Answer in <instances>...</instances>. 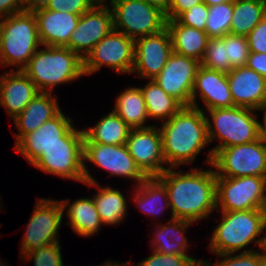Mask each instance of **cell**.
<instances>
[{
    "label": "cell",
    "mask_w": 266,
    "mask_h": 266,
    "mask_svg": "<svg viewBox=\"0 0 266 266\" xmlns=\"http://www.w3.org/2000/svg\"><path fill=\"white\" fill-rule=\"evenodd\" d=\"M210 168L183 171L167 168L157 178L164 184L170 204V219L193 223L208 219L216 210V173Z\"/></svg>",
    "instance_id": "1"
},
{
    "label": "cell",
    "mask_w": 266,
    "mask_h": 266,
    "mask_svg": "<svg viewBox=\"0 0 266 266\" xmlns=\"http://www.w3.org/2000/svg\"><path fill=\"white\" fill-rule=\"evenodd\" d=\"M159 130L167 168L191 166L210 144L205 112L193 106H183Z\"/></svg>",
    "instance_id": "2"
},
{
    "label": "cell",
    "mask_w": 266,
    "mask_h": 266,
    "mask_svg": "<svg viewBox=\"0 0 266 266\" xmlns=\"http://www.w3.org/2000/svg\"><path fill=\"white\" fill-rule=\"evenodd\" d=\"M219 213L221 219L209 239L210 253L219 255L262 249L266 237V209ZM249 244L258 249L250 248Z\"/></svg>",
    "instance_id": "3"
},
{
    "label": "cell",
    "mask_w": 266,
    "mask_h": 266,
    "mask_svg": "<svg viewBox=\"0 0 266 266\" xmlns=\"http://www.w3.org/2000/svg\"><path fill=\"white\" fill-rule=\"evenodd\" d=\"M257 113V110L239 106L205 111L209 143H218L207 151L204 163L211 165L219 149L259 140L262 136Z\"/></svg>",
    "instance_id": "4"
},
{
    "label": "cell",
    "mask_w": 266,
    "mask_h": 266,
    "mask_svg": "<svg viewBox=\"0 0 266 266\" xmlns=\"http://www.w3.org/2000/svg\"><path fill=\"white\" fill-rule=\"evenodd\" d=\"M22 71L40 92L54 93L55 87L85 76L83 59L66 47L41 46Z\"/></svg>",
    "instance_id": "5"
},
{
    "label": "cell",
    "mask_w": 266,
    "mask_h": 266,
    "mask_svg": "<svg viewBox=\"0 0 266 266\" xmlns=\"http://www.w3.org/2000/svg\"><path fill=\"white\" fill-rule=\"evenodd\" d=\"M41 48L33 12L11 14L0 19V66L22 70Z\"/></svg>",
    "instance_id": "6"
},
{
    "label": "cell",
    "mask_w": 266,
    "mask_h": 266,
    "mask_svg": "<svg viewBox=\"0 0 266 266\" xmlns=\"http://www.w3.org/2000/svg\"><path fill=\"white\" fill-rule=\"evenodd\" d=\"M84 132L73 127L61 142L53 145L31 164L46 174L84 184Z\"/></svg>",
    "instance_id": "7"
},
{
    "label": "cell",
    "mask_w": 266,
    "mask_h": 266,
    "mask_svg": "<svg viewBox=\"0 0 266 266\" xmlns=\"http://www.w3.org/2000/svg\"><path fill=\"white\" fill-rule=\"evenodd\" d=\"M113 16L114 30L129 38L154 35L166 28L165 12L143 0H106Z\"/></svg>",
    "instance_id": "8"
},
{
    "label": "cell",
    "mask_w": 266,
    "mask_h": 266,
    "mask_svg": "<svg viewBox=\"0 0 266 266\" xmlns=\"http://www.w3.org/2000/svg\"><path fill=\"white\" fill-rule=\"evenodd\" d=\"M84 183H97V179L91 175L86 166L92 163L108 172V177H121L135 182L133 186H138L147 176L136 165L135 160L129 154L126 144L124 145H104L95 142H84Z\"/></svg>",
    "instance_id": "9"
},
{
    "label": "cell",
    "mask_w": 266,
    "mask_h": 266,
    "mask_svg": "<svg viewBox=\"0 0 266 266\" xmlns=\"http://www.w3.org/2000/svg\"><path fill=\"white\" fill-rule=\"evenodd\" d=\"M211 165L216 177H266V140L219 149Z\"/></svg>",
    "instance_id": "10"
},
{
    "label": "cell",
    "mask_w": 266,
    "mask_h": 266,
    "mask_svg": "<svg viewBox=\"0 0 266 266\" xmlns=\"http://www.w3.org/2000/svg\"><path fill=\"white\" fill-rule=\"evenodd\" d=\"M266 209V177H217L216 211Z\"/></svg>",
    "instance_id": "11"
},
{
    "label": "cell",
    "mask_w": 266,
    "mask_h": 266,
    "mask_svg": "<svg viewBox=\"0 0 266 266\" xmlns=\"http://www.w3.org/2000/svg\"><path fill=\"white\" fill-rule=\"evenodd\" d=\"M21 237L20 257L52 243H58L59 229L62 227L63 208L57 199L38 198Z\"/></svg>",
    "instance_id": "12"
},
{
    "label": "cell",
    "mask_w": 266,
    "mask_h": 266,
    "mask_svg": "<svg viewBox=\"0 0 266 266\" xmlns=\"http://www.w3.org/2000/svg\"><path fill=\"white\" fill-rule=\"evenodd\" d=\"M135 40L112 30L83 59L85 76L97 73L102 66L117 74H131L134 66Z\"/></svg>",
    "instance_id": "13"
},
{
    "label": "cell",
    "mask_w": 266,
    "mask_h": 266,
    "mask_svg": "<svg viewBox=\"0 0 266 266\" xmlns=\"http://www.w3.org/2000/svg\"><path fill=\"white\" fill-rule=\"evenodd\" d=\"M113 29V16L110 7L106 1H99L80 16L66 48L84 59L92 48Z\"/></svg>",
    "instance_id": "14"
},
{
    "label": "cell",
    "mask_w": 266,
    "mask_h": 266,
    "mask_svg": "<svg viewBox=\"0 0 266 266\" xmlns=\"http://www.w3.org/2000/svg\"><path fill=\"white\" fill-rule=\"evenodd\" d=\"M158 125L131 129L126 142L129 154L147 177H157L167 169Z\"/></svg>",
    "instance_id": "15"
},
{
    "label": "cell",
    "mask_w": 266,
    "mask_h": 266,
    "mask_svg": "<svg viewBox=\"0 0 266 266\" xmlns=\"http://www.w3.org/2000/svg\"><path fill=\"white\" fill-rule=\"evenodd\" d=\"M199 67L198 60L173 51L154 80L183 106H191V93Z\"/></svg>",
    "instance_id": "16"
},
{
    "label": "cell",
    "mask_w": 266,
    "mask_h": 266,
    "mask_svg": "<svg viewBox=\"0 0 266 266\" xmlns=\"http://www.w3.org/2000/svg\"><path fill=\"white\" fill-rule=\"evenodd\" d=\"M173 52L170 32H161L137 38L134 49V66L131 74L144 80L154 79L163 69Z\"/></svg>",
    "instance_id": "17"
},
{
    "label": "cell",
    "mask_w": 266,
    "mask_h": 266,
    "mask_svg": "<svg viewBox=\"0 0 266 266\" xmlns=\"http://www.w3.org/2000/svg\"><path fill=\"white\" fill-rule=\"evenodd\" d=\"M74 120L60 111L55 117L44 122L35 131L23 136L14 146L31 165L42 152L61 142L73 127Z\"/></svg>",
    "instance_id": "18"
},
{
    "label": "cell",
    "mask_w": 266,
    "mask_h": 266,
    "mask_svg": "<svg viewBox=\"0 0 266 266\" xmlns=\"http://www.w3.org/2000/svg\"><path fill=\"white\" fill-rule=\"evenodd\" d=\"M197 100L202 101L203 108ZM191 106L203 112L234 107L227 74L200 66L191 93Z\"/></svg>",
    "instance_id": "19"
},
{
    "label": "cell",
    "mask_w": 266,
    "mask_h": 266,
    "mask_svg": "<svg viewBox=\"0 0 266 266\" xmlns=\"http://www.w3.org/2000/svg\"><path fill=\"white\" fill-rule=\"evenodd\" d=\"M37 21L38 36L42 46L68 45L71 33L76 29L79 15L52 11L43 5L30 9Z\"/></svg>",
    "instance_id": "20"
},
{
    "label": "cell",
    "mask_w": 266,
    "mask_h": 266,
    "mask_svg": "<svg viewBox=\"0 0 266 266\" xmlns=\"http://www.w3.org/2000/svg\"><path fill=\"white\" fill-rule=\"evenodd\" d=\"M234 106L259 110L266 102V78L247 66L227 74Z\"/></svg>",
    "instance_id": "21"
},
{
    "label": "cell",
    "mask_w": 266,
    "mask_h": 266,
    "mask_svg": "<svg viewBox=\"0 0 266 266\" xmlns=\"http://www.w3.org/2000/svg\"><path fill=\"white\" fill-rule=\"evenodd\" d=\"M40 91L22 70H7L0 75V106L14 119Z\"/></svg>",
    "instance_id": "22"
},
{
    "label": "cell",
    "mask_w": 266,
    "mask_h": 266,
    "mask_svg": "<svg viewBox=\"0 0 266 266\" xmlns=\"http://www.w3.org/2000/svg\"><path fill=\"white\" fill-rule=\"evenodd\" d=\"M58 98L53 93L40 92L27 104L24 110L13 120L15 128V144L25 135L35 131L44 122L55 117L60 111Z\"/></svg>",
    "instance_id": "23"
},
{
    "label": "cell",
    "mask_w": 266,
    "mask_h": 266,
    "mask_svg": "<svg viewBox=\"0 0 266 266\" xmlns=\"http://www.w3.org/2000/svg\"><path fill=\"white\" fill-rule=\"evenodd\" d=\"M168 223H157L153 238L149 241L151 250L164 255H189V239L186 236L189 226L194 223L183 219H168ZM156 229V230H155Z\"/></svg>",
    "instance_id": "24"
},
{
    "label": "cell",
    "mask_w": 266,
    "mask_h": 266,
    "mask_svg": "<svg viewBox=\"0 0 266 266\" xmlns=\"http://www.w3.org/2000/svg\"><path fill=\"white\" fill-rule=\"evenodd\" d=\"M63 208V217L67 216L68 225L81 237L89 238L101 230L103 223L97 212L93 197H81L71 202L69 199L59 200ZM72 203V204H71ZM66 212V213H65ZM66 214V215H64Z\"/></svg>",
    "instance_id": "25"
},
{
    "label": "cell",
    "mask_w": 266,
    "mask_h": 266,
    "mask_svg": "<svg viewBox=\"0 0 266 266\" xmlns=\"http://www.w3.org/2000/svg\"><path fill=\"white\" fill-rule=\"evenodd\" d=\"M84 185L91 188L93 186L98 190L94 192L92 197L103 225L118 226V224L124 222L125 217L128 216L129 202L121 189L108 187V185L102 186L99 182L84 183Z\"/></svg>",
    "instance_id": "26"
},
{
    "label": "cell",
    "mask_w": 266,
    "mask_h": 266,
    "mask_svg": "<svg viewBox=\"0 0 266 266\" xmlns=\"http://www.w3.org/2000/svg\"><path fill=\"white\" fill-rule=\"evenodd\" d=\"M134 191L130 192L132 202L135 203L144 214L157 218V224L161 223L158 218L165 210L170 209L168 193L164 184L157 177H147L138 186H132ZM162 214V215H160Z\"/></svg>",
    "instance_id": "27"
},
{
    "label": "cell",
    "mask_w": 266,
    "mask_h": 266,
    "mask_svg": "<svg viewBox=\"0 0 266 266\" xmlns=\"http://www.w3.org/2000/svg\"><path fill=\"white\" fill-rule=\"evenodd\" d=\"M175 53L201 61L209 40L205 31L180 24L176 19L167 20Z\"/></svg>",
    "instance_id": "28"
},
{
    "label": "cell",
    "mask_w": 266,
    "mask_h": 266,
    "mask_svg": "<svg viewBox=\"0 0 266 266\" xmlns=\"http://www.w3.org/2000/svg\"><path fill=\"white\" fill-rule=\"evenodd\" d=\"M84 142H95L104 145H124L131 128L113 110L101 117L94 126L82 128Z\"/></svg>",
    "instance_id": "29"
},
{
    "label": "cell",
    "mask_w": 266,
    "mask_h": 266,
    "mask_svg": "<svg viewBox=\"0 0 266 266\" xmlns=\"http://www.w3.org/2000/svg\"><path fill=\"white\" fill-rule=\"evenodd\" d=\"M113 111L121 117L131 129L148 128L146 103L139 87L129 86L116 96ZM147 122V123H146Z\"/></svg>",
    "instance_id": "30"
},
{
    "label": "cell",
    "mask_w": 266,
    "mask_h": 266,
    "mask_svg": "<svg viewBox=\"0 0 266 266\" xmlns=\"http://www.w3.org/2000/svg\"><path fill=\"white\" fill-rule=\"evenodd\" d=\"M140 89L146 103L149 120L154 119L162 124L183 107L177 99L168 95L154 79L147 80V84Z\"/></svg>",
    "instance_id": "31"
},
{
    "label": "cell",
    "mask_w": 266,
    "mask_h": 266,
    "mask_svg": "<svg viewBox=\"0 0 266 266\" xmlns=\"http://www.w3.org/2000/svg\"><path fill=\"white\" fill-rule=\"evenodd\" d=\"M266 16V0H233L230 34L247 36Z\"/></svg>",
    "instance_id": "32"
},
{
    "label": "cell",
    "mask_w": 266,
    "mask_h": 266,
    "mask_svg": "<svg viewBox=\"0 0 266 266\" xmlns=\"http://www.w3.org/2000/svg\"><path fill=\"white\" fill-rule=\"evenodd\" d=\"M233 16V1L208 7L205 32L209 38L223 37L230 34Z\"/></svg>",
    "instance_id": "33"
},
{
    "label": "cell",
    "mask_w": 266,
    "mask_h": 266,
    "mask_svg": "<svg viewBox=\"0 0 266 266\" xmlns=\"http://www.w3.org/2000/svg\"><path fill=\"white\" fill-rule=\"evenodd\" d=\"M200 66L224 74L233 70L227 58L225 36L209 38Z\"/></svg>",
    "instance_id": "34"
},
{
    "label": "cell",
    "mask_w": 266,
    "mask_h": 266,
    "mask_svg": "<svg viewBox=\"0 0 266 266\" xmlns=\"http://www.w3.org/2000/svg\"><path fill=\"white\" fill-rule=\"evenodd\" d=\"M216 256L218 258L215 263L202 259L200 266H264L266 263L262 249Z\"/></svg>",
    "instance_id": "35"
},
{
    "label": "cell",
    "mask_w": 266,
    "mask_h": 266,
    "mask_svg": "<svg viewBox=\"0 0 266 266\" xmlns=\"http://www.w3.org/2000/svg\"><path fill=\"white\" fill-rule=\"evenodd\" d=\"M60 244L58 242L46 245L34 252L23 254L19 259H23L25 262L32 261L34 266H63L64 262Z\"/></svg>",
    "instance_id": "36"
},
{
    "label": "cell",
    "mask_w": 266,
    "mask_h": 266,
    "mask_svg": "<svg viewBox=\"0 0 266 266\" xmlns=\"http://www.w3.org/2000/svg\"><path fill=\"white\" fill-rule=\"evenodd\" d=\"M225 47L227 58L232 68L247 65L249 56L248 41L245 36L225 35Z\"/></svg>",
    "instance_id": "37"
},
{
    "label": "cell",
    "mask_w": 266,
    "mask_h": 266,
    "mask_svg": "<svg viewBox=\"0 0 266 266\" xmlns=\"http://www.w3.org/2000/svg\"><path fill=\"white\" fill-rule=\"evenodd\" d=\"M152 254L134 266H200L201 258L190 255H164L154 250Z\"/></svg>",
    "instance_id": "38"
},
{
    "label": "cell",
    "mask_w": 266,
    "mask_h": 266,
    "mask_svg": "<svg viewBox=\"0 0 266 266\" xmlns=\"http://www.w3.org/2000/svg\"><path fill=\"white\" fill-rule=\"evenodd\" d=\"M99 0H47L43 6L52 11L69 12L81 16Z\"/></svg>",
    "instance_id": "39"
},
{
    "label": "cell",
    "mask_w": 266,
    "mask_h": 266,
    "mask_svg": "<svg viewBox=\"0 0 266 266\" xmlns=\"http://www.w3.org/2000/svg\"><path fill=\"white\" fill-rule=\"evenodd\" d=\"M208 6L202 2L183 12L176 20L183 25L205 31Z\"/></svg>",
    "instance_id": "40"
},
{
    "label": "cell",
    "mask_w": 266,
    "mask_h": 266,
    "mask_svg": "<svg viewBox=\"0 0 266 266\" xmlns=\"http://www.w3.org/2000/svg\"><path fill=\"white\" fill-rule=\"evenodd\" d=\"M249 52L266 53V16L246 36Z\"/></svg>",
    "instance_id": "41"
},
{
    "label": "cell",
    "mask_w": 266,
    "mask_h": 266,
    "mask_svg": "<svg viewBox=\"0 0 266 266\" xmlns=\"http://www.w3.org/2000/svg\"><path fill=\"white\" fill-rule=\"evenodd\" d=\"M202 2L204 0H170L165 12L166 20L177 19L183 12Z\"/></svg>",
    "instance_id": "42"
},
{
    "label": "cell",
    "mask_w": 266,
    "mask_h": 266,
    "mask_svg": "<svg viewBox=\"0 0 266 266\" xmlns=\"http://www.w3.org/2000/svg\"><path fill=\"white\" fill-rule=\"evenodd\" d=\"M28 10L26 0H0V19Z\"/></svg>",
    "instance_id": "43"
},
{
    "label": "cell",
    "mask_w": 266,
    "mask_h": 266,
    "mask_svg": "<svg viewBox=\"0 0 266 266\" xmlns=\"http://www.w3.org/2000/svg\"><path fill=\"white\" fill-rule=\"evenodd\" d=\"M246 66L266 78V53L250 52Z\"/></svg>",
    "instance_id": "44"
},
{
    "label": "cell",
    "mask_w": 266,
    "mask_h": 266,
    "mask_svg": "<svg viewBox=\"0 0 266 266\" xmlns=\"http://www.w3.org/2000/svg\"><path fill=\"white\" fill-rule=\"evenodd\" d=\"M258 112L263 113L262 119L260 120V126H261V136L263 139L266 140V102L265 104L258 110Z\"/></svg>",
    "instance_id": "45"
},
{
    "label": "cell",
    "mask_w": 266,
    "mask_h": 266,
    "mask_svg": "<svg viewBox=\"0 0 266 266\" xmlns=\"http://www.w3.org/2000/svg\"><path fill=\"white\" fill-rule=\"evenodd\" d=\"M143 1L159 7L164 12H166L168 5L170 3V0H143Z\"/></svg>",
    "instance_id": "46"
},
{
    "label": "cell",
    "mask_w": 266,
    "mask_h": 266,
    "mask_svg": "<svg viewBox=\"0 0 266 266\" xmlns=\"http://www.w3.org/2000/svg\"><path fill=\"white\" fill-rule=\"evenodd\" d=\"M131 263L133 264L132 260H128L127 262H118L116 260H106L104 263H101L100 265H95V266H134L131 265Z\"/></svg>",
    "instance_id": "47"
},
{
    "label": "cell",
    "mask_w": 266,
    "mask_h": 266,
    "mask_svg": "<svg viewBox=\"0 0 266 266\" xmlns=\"http://www.w3.org/2000/svg\"><path fill=\"white\" fill-rule=\"evenodd\" d=\"M28 9L43 5L47 0H26Z\"/></svg>",
    "instance_id": "48"
},
{
    "label": "cell",
    "mask_w": 266,
    "mask_h": 266,
    "mask_svg": "<svg viewBox=\"0 0 266 266\" xmlns=\"http://www.w3.org/2000/svg\"><path fill=\"white\" fill-rule=\"evenodd\" d=\"M228 1H233V0H204V3L208 7H211V6H214V5H217V4H221V3H225V2H228Z\"/></svg>",
    "instance_id": "49"
},
{
    "label": "cell",
    "mask_w": 266,
    "mask_h": 266,
    "mask_svg": "<svg viewBox=\"0 0 266 266\" xmlns=\"http://www.w3.org/2000/svg\"><path fill=\"white\" fill-rule=\"evenodd\" d=\"M262 251L264 253L265 261H266V237H265L264 242H263Z\"/></svg>",
    "instance_id": "50"
},
{
    "label": "cell",
    "mask_w": 266,
    "mask_h": 266,
    "mask_svg": "<svg viewBox=\"0 0 266 266\" xmlns=\"http://www.w3.org/2000/svg\"><path fill=\"white\" fill-rule=\"evenodd\" d=\"M7 265H5V263L0 259V266H10L8 265L9 263H6Z\"/></svg>",
    "instance_id": "51"
},
{
    "label": "cell",
    "mask_w": 266,
    "mask_h": 266,
    "mask_svg": "<svg viewBox=\"0 0 266 266\" xmlns=\"http://www.w3.org/2000/svg\"><path fill=\"white\" fill-rule=\"evenodd\" d=\"M1 205H2V202H1V198H0V208L2 209L3 207H1ZM1 209H0V211H1ZM1 225V224H0ZM1 227V226H0Z\"/></svg>",
    "instance_id": "52"
}]
</instances>
